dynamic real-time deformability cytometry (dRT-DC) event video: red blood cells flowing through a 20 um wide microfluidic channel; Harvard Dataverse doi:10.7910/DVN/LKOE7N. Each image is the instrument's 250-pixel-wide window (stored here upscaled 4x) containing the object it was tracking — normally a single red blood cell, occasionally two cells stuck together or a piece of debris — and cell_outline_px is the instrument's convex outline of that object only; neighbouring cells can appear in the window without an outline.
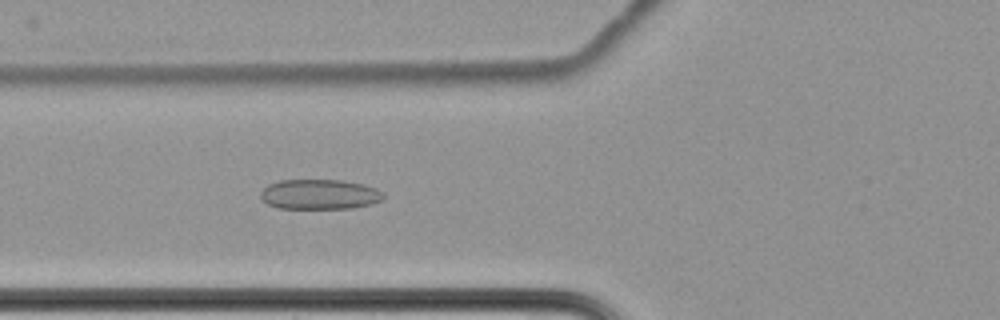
{"species": "common noctule bat (a hibernating species)", "species_latin": "Nyctalus noctula", "temperature_condition": "cold", "stored_images_in_passage": 40, "camera_frame_rate_fps": 3000, "um_per_image_px": 0.085, "animal": {"sex": "female", "body_mass_g": 22.7, "forearm_length_mm": 54.2}, "frame": {"image": 1, "passage_image": 3, "time_ms": 0.667, "image_size_px": [1000, 320], "cell_outline_px": [[384, 200], [372, 204], [352, 208], [276, 208], [260, 200], [260, 192], [268, 184], [280, 180], [344, 180], [364, 184], [376, 188], [384, 192]], "centroid_in_image_um": [27.18, 16.52], "position_along_channel_um": 98.6, "area_um2": 21.79}}
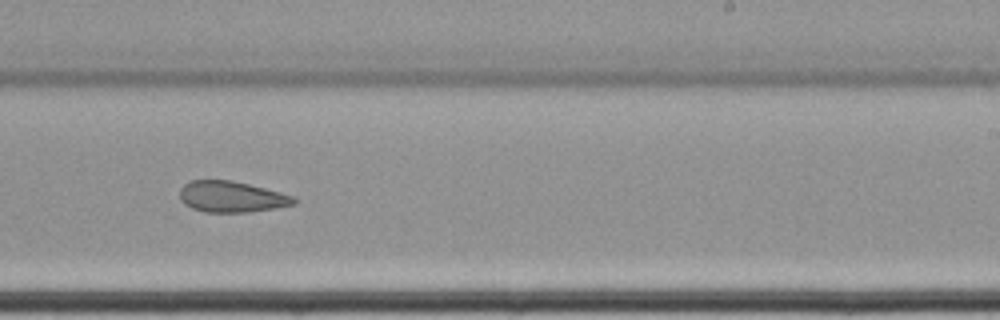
{"frame": {"image": 2, "passage_image": 18, "time_ms": 5.667, "image_size_px": [1000, 320], "cell_outline_px": [[296, 204], [276, 208], [248, 212], [204, 212], [192, 208], [184, 204], [180, 200], [180, 188], [184, 184], [192, 180], [232, 180], [280, 192], [292, 196], [296, 200]], "centroid_in_image_um": [19.66, 16.73], "position_along_channel_um": 269.3, "area_um2": 20.63}}
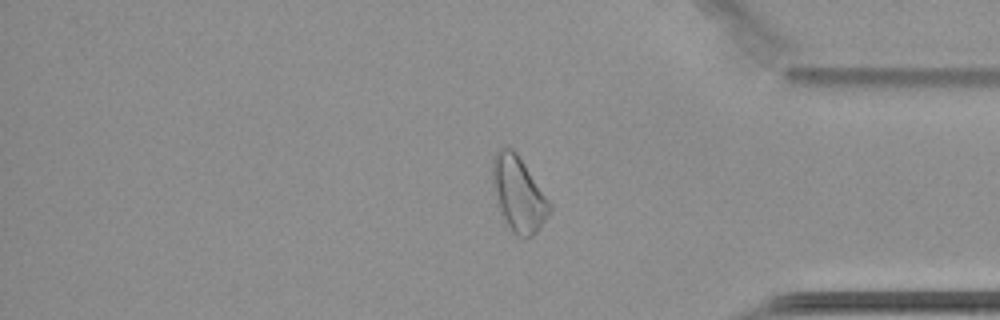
{"frame": {"image": 3, "passage_image": 30, "time_ms": 9.667, "image_size_px": [1000, 320], "cell_outline_px": [[552, 208], [548, 216], [536, 232], [532, 236], [520, 236], [512, 232], [504, 224], [496, 204], [492, 184], [492, 160], [496, 152], [500, 148], [512, 148], [516, 152], [552, 204]], "centroid_in_image_um": [44.04, 16.51], "position_along_channel_um": 391.2, "area_um2": 25.14}}